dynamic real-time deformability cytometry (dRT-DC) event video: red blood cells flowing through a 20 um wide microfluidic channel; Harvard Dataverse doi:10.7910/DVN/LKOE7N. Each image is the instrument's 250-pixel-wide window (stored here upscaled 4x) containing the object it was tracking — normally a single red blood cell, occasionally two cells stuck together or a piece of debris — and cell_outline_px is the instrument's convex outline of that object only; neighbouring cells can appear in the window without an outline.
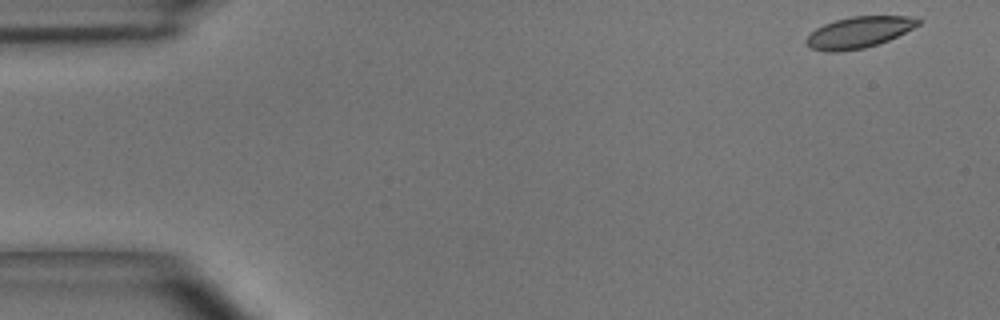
{"species": "common noctule bat (a hibernating species)", "species_latin": "Nyctalus noctula", "temperature_condition": "room temperature", "stored_images_in_passage": 47, "camera_frame_rate_fps": 3000, "um_per_image_px": 0.085, "animal": {"sex": "male", "body_mass_g": 15.6}, "frame": {"image": 1, "passage_image": 1, "time_ms": 0.0, "image_size_px": [1000, 320], "cell_outline_px": [[920, 24], [888, 40], [864, 48], [836, 52], [828, 52], [812, 48], [804, 40], [816, 28], [824, 24], [836, 20], [852, 16], [908, 16], [920, 20]], "centroid_in_image_um": [72.98, 2.74], "position_along_channel_um": 12.0, "area_um2": 20.0}}
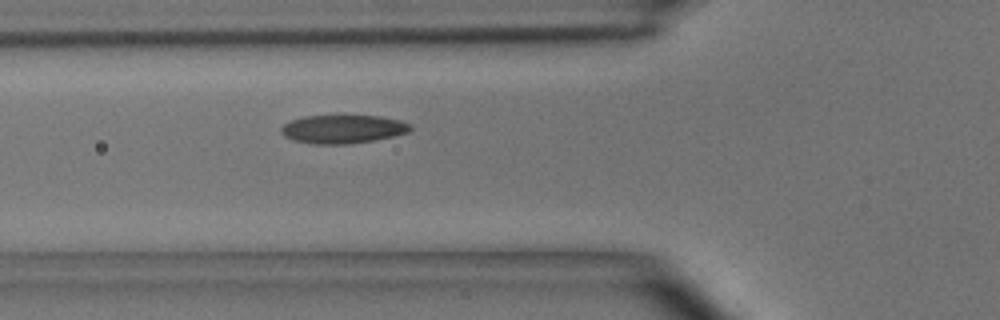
{"frame": {"image": 2, "passage_image": 16, "time_ms": 5.0, "image_size_px": [1000, 320], "cell_outline_px": [[412, 128], [408, 132], [392, 136], [372, 140], [348, 144], [316, 144], [296, 140], [284, 136], [280, 132], [280, 128], [284, 124], [292, 120], [304, 116], [380, 116], [400, 120], [412, 124]], "centroid_in_image_um": [29.15, 10.97], "position_along_channel_um": 96.6, "area_um2": 21.21}}
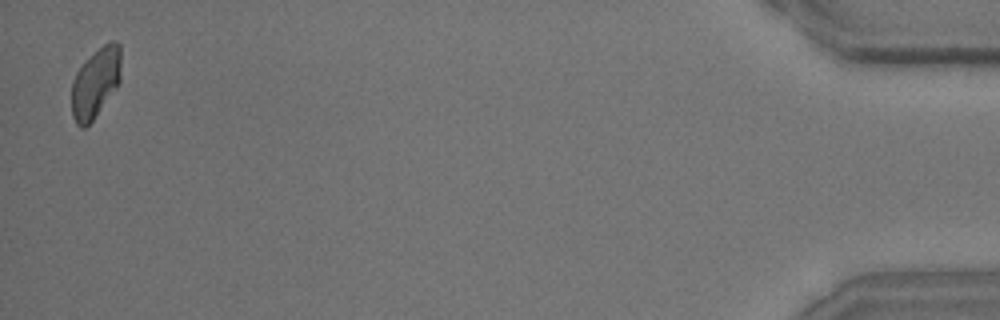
{"frame": {"image": 3, "passage_image": 47, "time_ms": 15.333, "image_size_px": [1000, 320], "cell_outline_px": [[120, 80], [116, 88], [92, 120], [84, 128], [80, 128], [76, 124], [72, 116], [72, 80], [76, 72], [108, 40], [116, 40], [120, 44]], "centroid_in_image_um": [8.12, 7.04], "position_along_channel_um": 427.1, "area_um2": 19.77}, "authors_computed_cell_mechanics": {"area_um2": 20.9814, "velocity_mm_per_s": 4.0371, "shape_relaxation_time_tau1_ms": 2.9977, "shape_relaxation_time_tau2_ms": 2.7939, "deformation_change_tau1": 0.1049, "deformation_change_tau2": 0.0664}}